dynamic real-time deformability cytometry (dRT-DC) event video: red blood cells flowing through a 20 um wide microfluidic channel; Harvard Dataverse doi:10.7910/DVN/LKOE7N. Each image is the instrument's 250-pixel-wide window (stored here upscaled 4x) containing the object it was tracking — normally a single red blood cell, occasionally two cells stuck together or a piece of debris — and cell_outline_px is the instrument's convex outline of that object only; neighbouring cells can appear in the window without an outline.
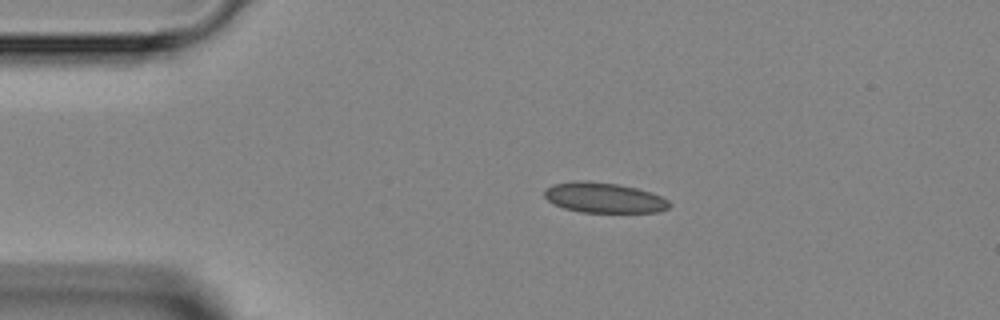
{"species": "Egyptian fruit bat (a non-hibernating species)", "species_latin": "Rousettus aegyptiacus", "temperature_condition": "room temperature", "stored_images_in_passage": 4, "camera_frame_rate_fps": 3000, "um_per_image_px": 0.085, "animal": {"sex": "female"}, "frame": {"image": 1, "passage_image": 2, "time_ms": 1.333, "image_size_px": [1000, 320], "cell_outline_px": [[672, 204], [668, 208], [656, 212], [580, 212], [564, 208], [548, 200], [544, 196], [544, 192], [552, 184], [576, 180], [588, 180], [616, 184], [636, 188], [652, 192], [668, 200]], "centroid_in_image_um": [51.34, 16.8], "position_along_channel_um": 33.7, "area_um2": 21.96}}
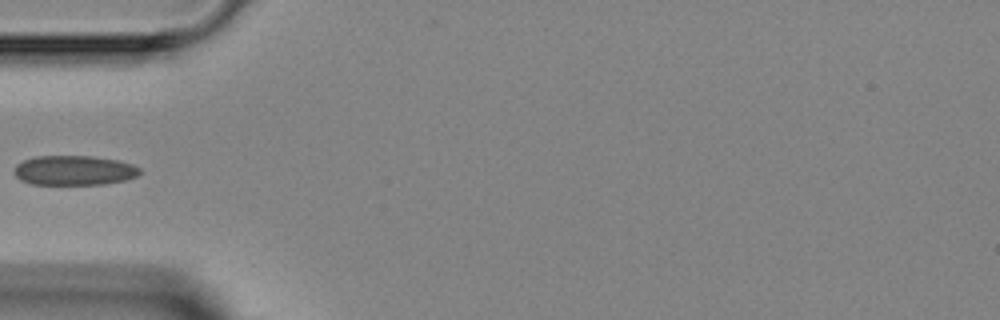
{"frame": {"image": 2, "passage_image": 4, "time_ms": 3.333, "image_size_px": [1000, 320], "cell_outline_px": [[140, 172], [136, 176], [124, 180], [104, 184], [32, 184], [20, 180], [12, 172], [16, 164], [24, 160], [36, 156], [92, 156], [120, 160], [132, 164], [140, 168]], "centroid_in_image_um": [6.28, 14.47], "position_along_channel_um": 78.7, "area_um2": 21.79}}